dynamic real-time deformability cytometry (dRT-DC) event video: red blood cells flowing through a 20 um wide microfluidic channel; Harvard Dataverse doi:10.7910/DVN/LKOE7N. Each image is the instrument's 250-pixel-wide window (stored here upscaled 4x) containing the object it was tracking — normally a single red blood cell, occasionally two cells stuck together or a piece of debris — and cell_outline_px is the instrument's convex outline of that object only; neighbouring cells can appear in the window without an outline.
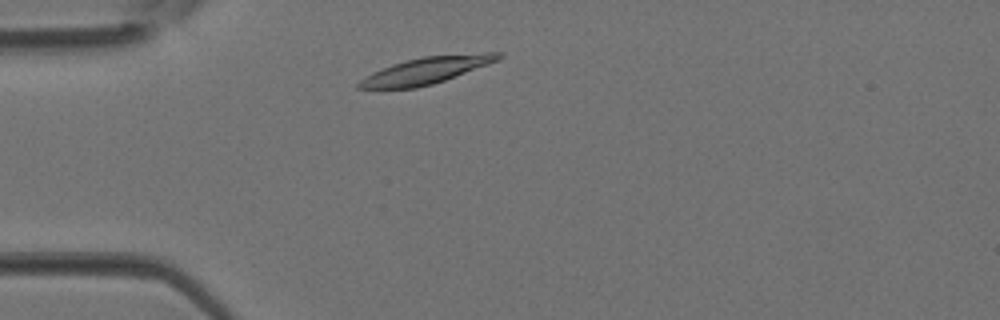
{"species": "Egyptian fruit bat (a non-hibernating species)", "species_latin": "Rousettus aegyptiacus", "temperature_condition": "room temperature", "stored_images_in_passage": 1, "camera_frame_rate_fps": 3000, "um_per_image_px": 0.085, "animal": {"sex": "female"}, "frame": {"image": 1, "passage_image": 1, "time_ms": 0.0, "image_size_px": [1000, 320], "cell_outline_px": [[504, 56], [500, 60], [444, 80], [432, 84], [416, 88], [356, 88], [356, 84], [360, 80], [372, 72], [392, 64], [424, 56], [484, 52], [504, 52]], "centroid_in_image_um": [36.29, 5.97], "position_along_channel_um": 48.7, "area_um2": 21.62}}